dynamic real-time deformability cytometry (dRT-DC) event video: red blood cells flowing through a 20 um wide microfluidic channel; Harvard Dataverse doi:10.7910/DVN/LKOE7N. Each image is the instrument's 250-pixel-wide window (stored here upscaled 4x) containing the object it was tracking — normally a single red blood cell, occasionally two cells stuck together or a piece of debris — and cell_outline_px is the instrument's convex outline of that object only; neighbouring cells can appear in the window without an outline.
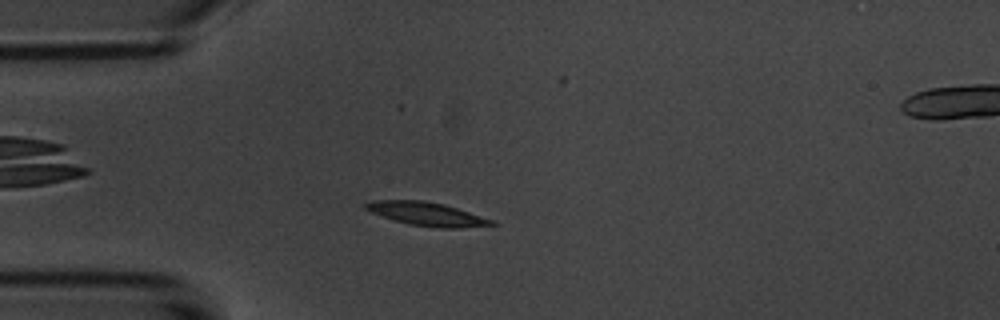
{"species": "common noctule bat (a hibernating species)", "species_latin": "Nyctalus noctula", "temperature_condition": "room temperature", "stored_images_in_passage": 6, "camera_frame_rate_fps": 3000, "um_per_image_px": 0.085, "animal": {"sex": "male", "body_mass_g": 20.1, "forearm_length_mm": 53.5}, "frame": {"image": 1, "passage_image": 4, "time_ms": 4.333, "image_size_px": [1000, 320], "cell_outline_px": [[496, 224], [460, 228], [436, 228], [408, 224], [372, 212], [364, 208], [364, 204], [368, 200], [424, 200], [444, 204], [496, 220]], "centroid_in_image_um": [36.31, 18.18], "position_along_channel_um": 48.7, "area_um2": 17.28}}